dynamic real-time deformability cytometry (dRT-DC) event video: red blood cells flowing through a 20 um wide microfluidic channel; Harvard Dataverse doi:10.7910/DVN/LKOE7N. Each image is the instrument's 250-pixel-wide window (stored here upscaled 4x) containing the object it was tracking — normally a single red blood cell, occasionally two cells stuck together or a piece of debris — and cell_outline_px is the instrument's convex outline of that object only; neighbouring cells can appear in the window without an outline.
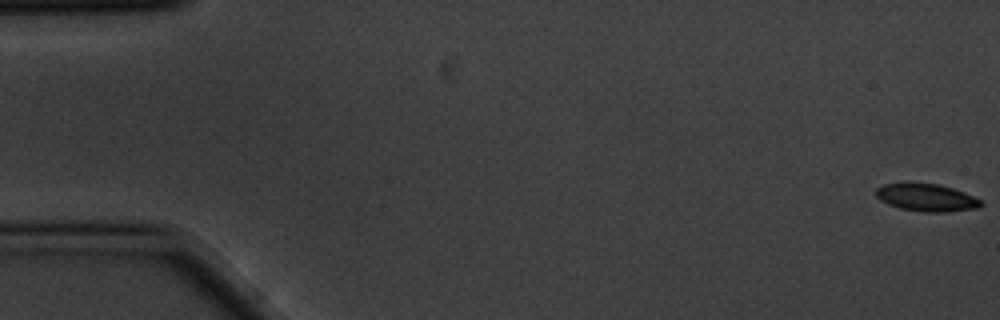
{"species": "common noctule bat (a hibernating species)", "species_latin": "Nyctalus noctula", "temperature_condition": "cold", "stored_images_in_passage": 5, "camera_frame_rate_fps": 3000, "um_per_image_px": 0.085, "animal": {"sex": "male", "body_mass_g": 20.1, "forearm_length_mm": 53.5}, "frame": {"image": 1, "passage_image": 1, "time_ms": 0.0, "image_size_px": [1000, 320], "cell_outline_px": [[984, 204], [980, 208], [948, 212], [924, 212], [900, 208], [888, 204], [880, 200], [876, 196], [876, 188], [884, 184], [908, 180], [936, 184], [952, 188], [964, 192], [980, 200]], "centroid_in_image_um": [78.72, 16.76], "position_along_channel_um": 6.3, "area_um2": 17.34}}
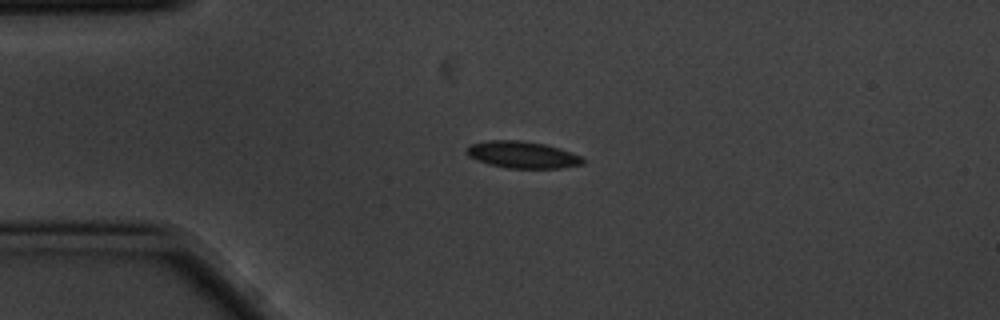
{"frame": {"image": 2, "passage_image": 4, "time_ms": 1.0, "image_size_px": [1000, 320], "cell_outline_px": [[584, 164], [560, 168], [508, 168], [476, 160], [468, 156], [464, 152], [468, 144], [488, 140], [520, 140], [544, 144], [560, 148], [580, 156], [584, 160]], "centroid_in_image_um": [44.36, 13.14], "position_along_channel_um": 40.6, "area_um2": 18.21}}